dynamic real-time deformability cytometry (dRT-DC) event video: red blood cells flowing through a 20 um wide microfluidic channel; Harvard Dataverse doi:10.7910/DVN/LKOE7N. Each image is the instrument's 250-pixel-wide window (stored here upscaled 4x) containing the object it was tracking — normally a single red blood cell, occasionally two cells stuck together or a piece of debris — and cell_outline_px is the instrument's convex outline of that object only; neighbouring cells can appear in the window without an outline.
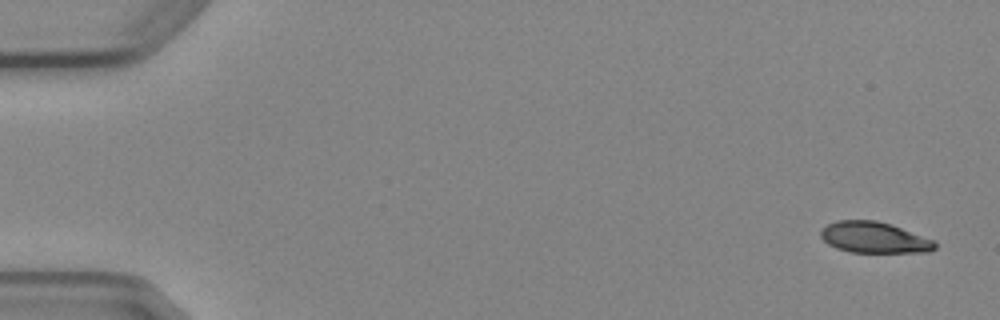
{"species": "Egyptian fruit bat (a non-hibernating species)", "species_latin": "Rousettus aegyptiacus", "temperature_condition": "cold", "stored_images_in_passage": 5, "camera_frame_rate_fps": 3000, "um_per_image_px": 0.085, "animal": {"sex": "female"}, "frame": {"image": 1, "passage_image": 1, "time_ms": 0.0, "image_size_px": [1000, 320], "cell_outline_px": [[936, 248], [928, 252], [852, 252], [836, 248], [828, 244], [820, 236], [820, 232], [828, 224], [836, 220], [876, 220], [892, 224], [936, 240]], "centroid_in_image_um": [74.34, 20.18], "position_along_channel_um": 10.7, "area_um2": 20.81}}
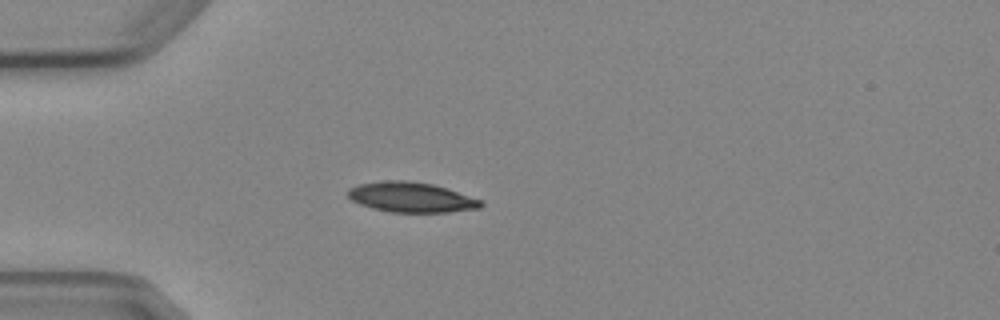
{"frame": {"image": 2, "passage_image": 4, "time_ms": 4.333, "image_size_px": [1000, 320], "cell_outline_px": [[484, 204], [480, 208], [448, 212], [392, 212], [372, 208], [360, 204], [352, 200], [348, 196], [348, 188], [360, 184], [384, 180], [408, 180], [432, 184], [448, 188], [480, 200]], "centroid_in_image_um": [34.95, 16.76], "position_along_channel_um": 50.1, "area_um2": 23.24}}